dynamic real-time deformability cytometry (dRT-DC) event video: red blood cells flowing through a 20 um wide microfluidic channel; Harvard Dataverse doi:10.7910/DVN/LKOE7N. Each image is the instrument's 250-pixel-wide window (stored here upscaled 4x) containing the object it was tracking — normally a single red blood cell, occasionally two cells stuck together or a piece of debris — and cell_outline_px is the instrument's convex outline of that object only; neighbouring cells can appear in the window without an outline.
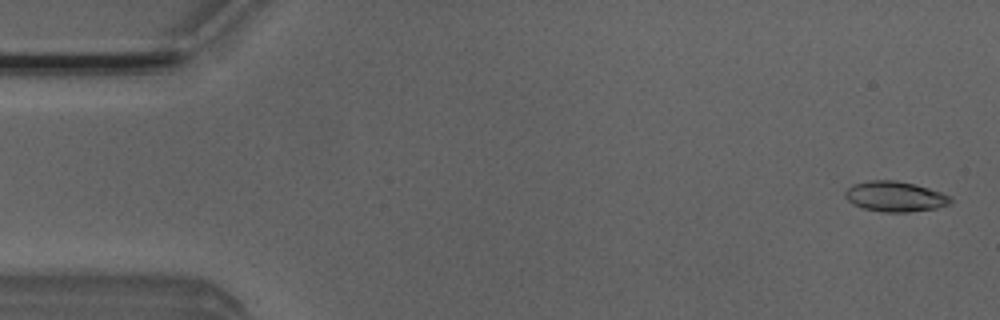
{"species": "Egyptian fruit bat (a non-hibernating species)", "species_latin": "Rousettus aegyptiacus", "temperature_condition": "room temperature", "stored_images_in_passage": 51, "camera_frame_rate_fps": 3000, "um_per_image_px": 0.085, "animal": {"sex": "male"}, "frame": {"image": 1, "passage_image": 2, "time_ms": 0.333, "image_size_px": [1000, 320], "cell_outline_px": [[952, 200], [948, 204], [936, 208], [908, 212], [884, 212], [864, 208], [852, 204], [844, 196], [844, 192], [852, 184], [868, 180], [896, 180], [916, 184], [952, 196]], "centroid_in_image_um": [76.06, 16.69], "position_along_channel_um": 8.9, "area_um2": 18.67}}
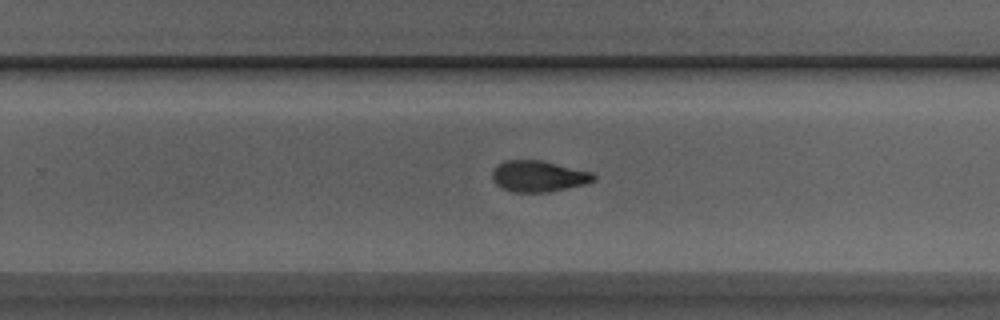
{"frame": {"image": 2, "passage_image": 32, "time_ms": 10.333, "image_size_px": [1000, 320], "cell_outline_px": [[596, 180], [588, 184], [548, 192], [512, 192], [496, 184], [492, 180], [492, 172], [496, 164], [504, 160], [544, 160], [592, 172], [596, 176]], "centroid_in_image_um": [45.79, 14.97], "position_along_channel_um": 284.0, "area_um2": 18.73}}
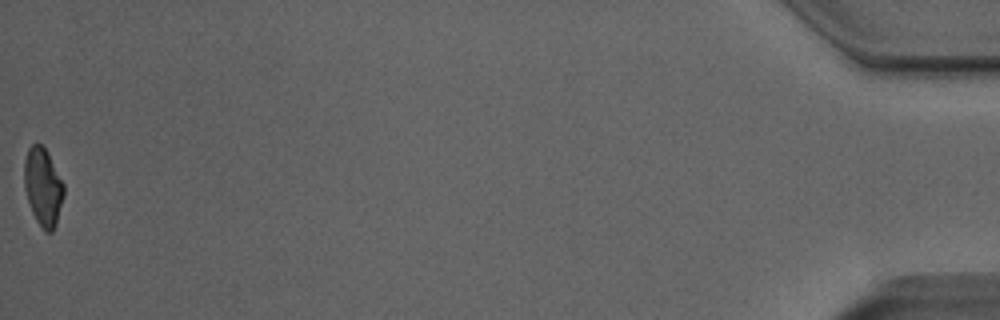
{"frame": {"image": 3, "passage_image": 51, "time_ms": 16.667, "image_size_px": [1000, 320], "cell_outline_px": [[64, 196], [56, 224], [52, 232], [44, 232], [36, 220], [32, 212], [24, 188], [24, 160], [28, 148], [32, 144], [40, 144], [48, 152], [64, 184]], "centroid_in_image_um": [3.66, 15.89], "position_along_channel_um": 431.5, "area_um2": 18.03}, "authors_computed_cell_mechanics": {"area_um2": 18.7272, "velocity_mm_per_s": 4.0258, "shape_relaxation_time_tau1_ms": 3.8999, "shape_relaxation_time_tau2_ms": 5.3085, "deformation_change_tau1": 0.1265, "deformation_change_tau2": 0.1272}}